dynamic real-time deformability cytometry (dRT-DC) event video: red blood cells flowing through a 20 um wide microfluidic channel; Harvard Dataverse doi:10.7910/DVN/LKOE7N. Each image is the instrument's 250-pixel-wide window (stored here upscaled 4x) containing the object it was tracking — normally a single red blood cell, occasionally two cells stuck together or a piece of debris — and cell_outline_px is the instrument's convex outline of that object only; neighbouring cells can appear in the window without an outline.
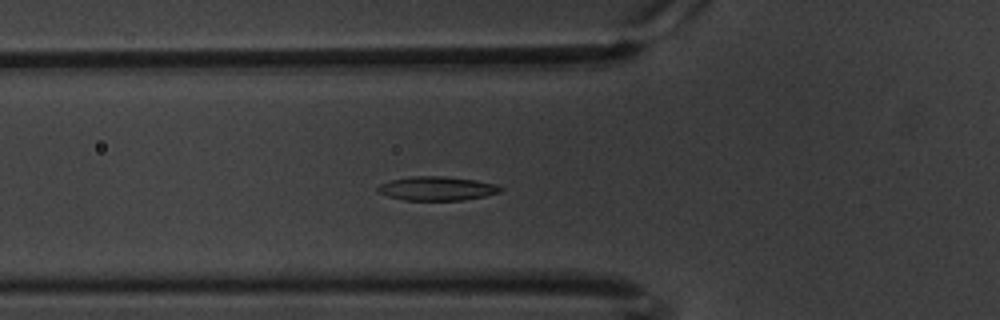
{"species": "common noctule bat (a hibernating species)", "species_latin": "Nyctalus noctula", "temperature_condition": "warm", "stored_images_in_passage": 42, "camera_frame_rate_fps": 3000, "um_per_image_px": 0.085, "animal": {"sex": "male", "body_mass_g": 20.1, "forearm_length_mm": 53.5}, "frame": {"image": 1, "passage_image": 14, "time_ms": 4.333, "image_size_px": [1000, 320], "cell_outline_px": [[504, 188], [500, 192], [484, 196], [464, 200], [404, 200], [388, 196], [376, 192], [376, 188], [380, 184], [392, 180], [412, 176], [444, 176], [476, 180], [496, 184]], "centroid_in_image_um": [37.14, 16.02], "position_along_channel_um": 88.7, "area_um2": 17.17}}
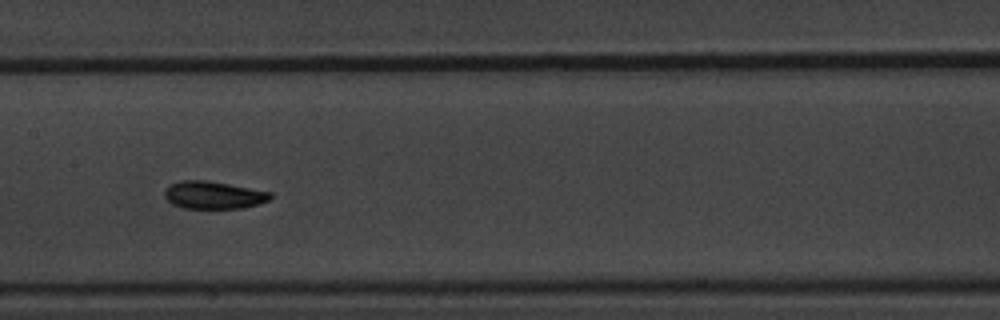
{"frame": {"image": 2, "passage_image": 23, "time_ms": 7.333, "image_size_px": [1000, 320], "cell_outline_px": [[272, 196], [268, 200], [244, 208], [184, 208], [172, 204], [164, 196], [164, 188], [168, 184], [180, 180], [208, 180], [272, 192]], "centroid_in_image_um": [18.1, 16.56], "position_along_channel_um": 189.3, "area_um2": 17.11}}
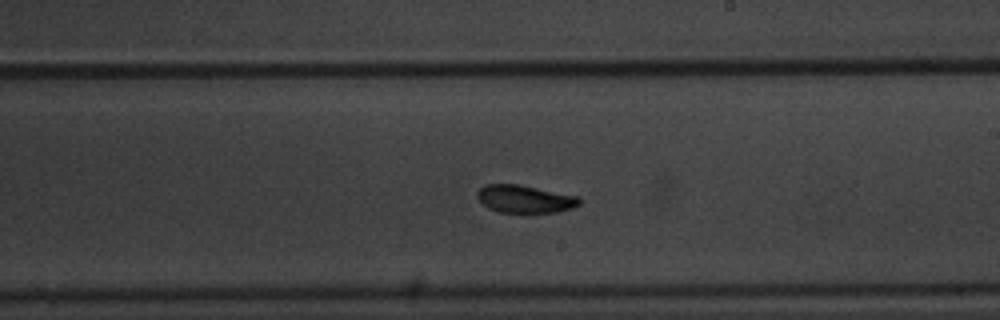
{"frame": {"image": 3, "passage_image": 28, "time_ms": 9.0, "image_size_px": [1000, 320], "cell_outline_px": [[580, 204], [572, 208], [560, 212], [532, 216], [528, 216], [500, 212], [488, 208], [476, 196], [476, 192], [484, 184], [516, 184], [580, 196]], "centroid_in_image_um": [44.64, 16.97], "position_along_channel_um": 244.4, "area_um2": 17.4}, "authors_computed_cell_mechanics": {"area_um2": 17.051, "velocity_mm_per_s": 3.3294, "shape_relaxation_time_tau1_ms": 2.8417, "shape_relaxation_time_tau2_ms": 2.5664, "deformation_change_tau1": 0.1124, "deformation_change_tau2": 0.0726}}